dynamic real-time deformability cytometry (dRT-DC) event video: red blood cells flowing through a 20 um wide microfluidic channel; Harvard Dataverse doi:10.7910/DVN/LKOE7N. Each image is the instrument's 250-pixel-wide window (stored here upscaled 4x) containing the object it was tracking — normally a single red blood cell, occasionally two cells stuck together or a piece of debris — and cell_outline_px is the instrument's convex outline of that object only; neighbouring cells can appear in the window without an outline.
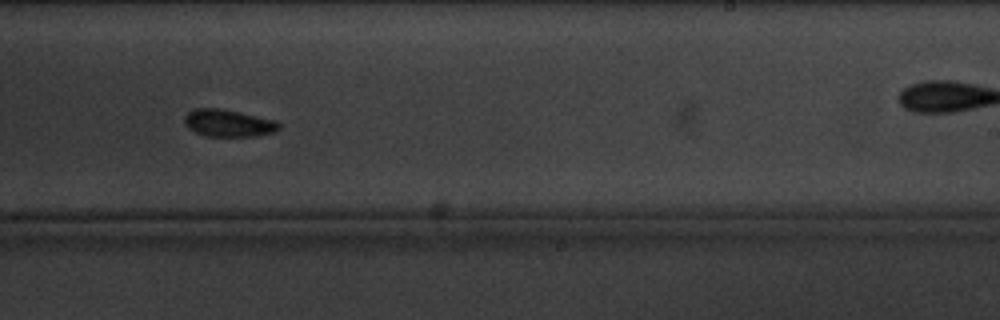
{"species": "common noctule bat (a hibernating species)", "species_latin": "Nyctalus noctula", "temperature_condition": "cold", "stored_images_in_passage": 12, "camera_frame_rate_fps": 3000, "um_per_image_px": 0.085, "animal": {"sex": "male", "body_mass_g": 20.1, "forearm_length_mm": 53.5}, "frame": {"image": 1, "passage_image": 10, "time_ms": 11.333, "image_size_px": [1000, 320], "cell_outline_px": [[280, 128], [276, 132], [256, 136], [204, 136], [188, 128], [184, 124], [184, 116], [188, 112], [196, 108], [216, 108], [240, 112], [276, 120], [280, 124]], "centroid_in_image_um": [19.42, 10.47], "position_along_channel_um": 269.6, "area_um2": 15.09}}